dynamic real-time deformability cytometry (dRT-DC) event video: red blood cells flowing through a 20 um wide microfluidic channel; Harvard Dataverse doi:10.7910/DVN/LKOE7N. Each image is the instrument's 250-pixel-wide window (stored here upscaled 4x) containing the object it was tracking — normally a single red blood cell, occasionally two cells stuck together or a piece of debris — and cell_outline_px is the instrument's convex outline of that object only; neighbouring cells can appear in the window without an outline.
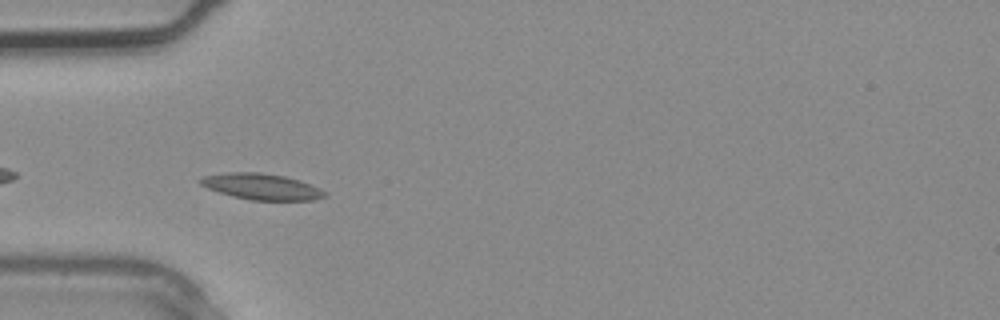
{"species": "common noctule bat (a hibernating species)", "species_latin": "Nyctalus noctula", "temperature_condition": "warm", "stored_images_in_passage": 2, "camera_frame_rate_fps": 3000, "um_per_image_px": 0.085, "animal": {"sex": "male", "body_mass_g": 20.4}, "frame": {"image": 1, "passage_image": 2, "time_ms": 0.333, "image_size_px": [1000, 320], "cell_outline_px": [[328, 196], [312, 200], [252, 200], [232, 196], [208, 188], [200, 184], [200, 180], [204, 176], [228, 172], [260, 172], [284, 176], [300, 180], [320, 188], [328, 192]], "centroid_in_image_um": [22.29, 15.86], "position_along_channel_um": 62.7, "area_um2": 18.84}}